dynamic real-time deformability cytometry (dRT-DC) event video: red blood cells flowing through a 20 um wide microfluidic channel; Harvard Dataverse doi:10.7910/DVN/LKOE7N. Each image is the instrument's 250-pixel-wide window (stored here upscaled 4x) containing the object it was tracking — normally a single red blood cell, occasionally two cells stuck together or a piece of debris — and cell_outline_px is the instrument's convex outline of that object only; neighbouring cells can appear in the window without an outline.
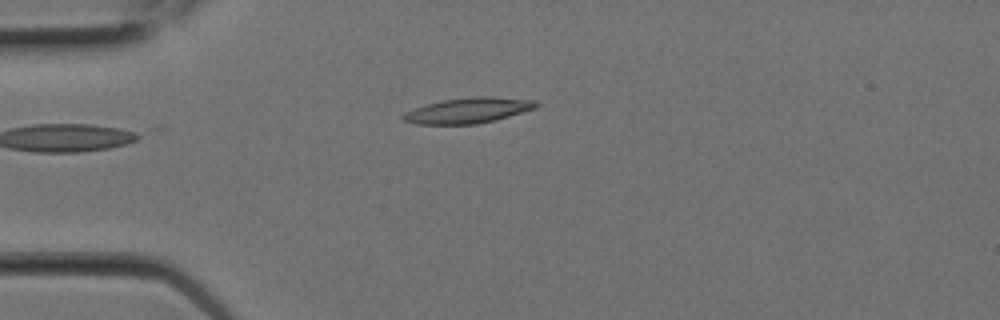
{"species": "Egyptian fruit bat (a non-hibernating species)", "species_latin": "Rousettus aegyptiacus", "temperature_condition": "room temperature", "stored_images_in_passage": 5, "camera_frame_rate_fps": 3000, "um_per_image_px": 0.085, "animal": {"sex": "female"}, "frame": {"image": 1, "passage_image": 5, "time_ms": 1.333, "image_size_px": [1000, 320], "cell_outline_px": [[540, 104], [536, 108], [496, 120], [476, 124], [416, 124], [404, 120], [400, 116], [404, 112], [428, 104], [444, 100], [472, 96], [488, 96], [532, 100]], "centroid_in_image_um": [39.8, 9.39], "position_along_channel_um": 45.2, "area_um2": 19.59}}